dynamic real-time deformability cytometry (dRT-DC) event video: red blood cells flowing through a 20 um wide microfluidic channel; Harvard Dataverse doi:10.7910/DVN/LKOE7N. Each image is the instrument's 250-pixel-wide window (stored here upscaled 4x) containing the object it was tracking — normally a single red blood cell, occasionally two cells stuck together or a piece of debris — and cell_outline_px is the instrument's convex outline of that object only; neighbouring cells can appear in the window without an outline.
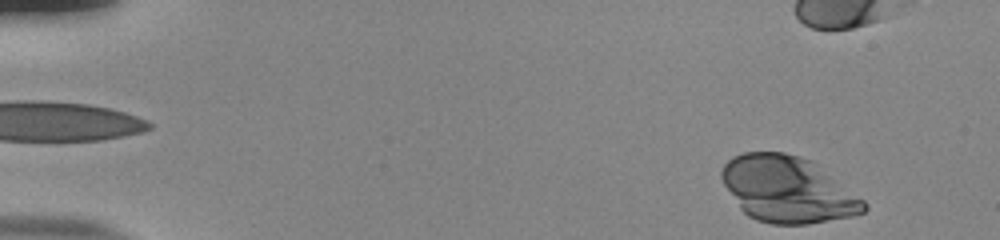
{"species": "human", "species_latin": "Homo sapiens", "temperature_condition": "room temperature", "stored_images_in_passage": 45, "camera_frame_rate_fps": 3000, "um_per_image_px": 0.085, "donor": {"sex": "male"}, "frame": {"image": 1, "passage_image": 1, "time_ms": 0.0, "image_size_px": [1000, 240], "cell_outline_px": [[868, 208], [864, 212], [852, 216], [808, 224], [772, 224], [756, 220], [748, 216], [740, 208], [724, 184], [720, 176], [720, 172], [724, 164], [732, 156], [744, 152], [784, 152], [800, 156], [812, 160], [864, 200], [868, 204]], "centroid_in_image_um": [66.95, 16.09], "position_along_channel_um": 18.1, "area_um2": 54.85}}